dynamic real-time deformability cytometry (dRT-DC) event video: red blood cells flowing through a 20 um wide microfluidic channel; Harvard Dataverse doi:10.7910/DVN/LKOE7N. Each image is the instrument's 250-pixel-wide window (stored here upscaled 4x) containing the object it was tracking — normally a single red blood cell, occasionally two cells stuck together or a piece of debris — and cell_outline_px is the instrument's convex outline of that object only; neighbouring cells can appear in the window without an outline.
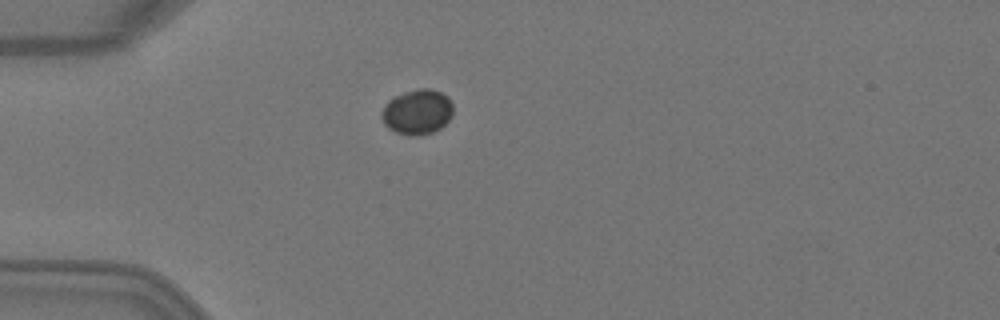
{"species": "Egyptian fruit bat (a non-hibernating species)", "species_latin": "Rousettus aegyptiacus", "temperature_condition": "warm", "stored_images_in_passage": 2, "camera_frame_rate_fps": 3000, "um_per_image_px": 0.085, "animal": {"sex": "female"}, "frame": {"image": 1, "passage_image": 1, "time_ms": 0.0, "image_size_px": [1000, 320], "cell_outline_px": [[452, 116], [440, 128], [432, 132], [416, 136], [408, 136], [396, 132], [388, 128], [384, 124], [380, 116], [380, 112], [388, 100], [404, 92], [420, 88], [428, 88], [440, 92], [448, 96], [452, 104]], "centroid_in_image_um": [35.44, 9.52], "position_along_channel_um": 49.6, "area_um2": 18.84}}